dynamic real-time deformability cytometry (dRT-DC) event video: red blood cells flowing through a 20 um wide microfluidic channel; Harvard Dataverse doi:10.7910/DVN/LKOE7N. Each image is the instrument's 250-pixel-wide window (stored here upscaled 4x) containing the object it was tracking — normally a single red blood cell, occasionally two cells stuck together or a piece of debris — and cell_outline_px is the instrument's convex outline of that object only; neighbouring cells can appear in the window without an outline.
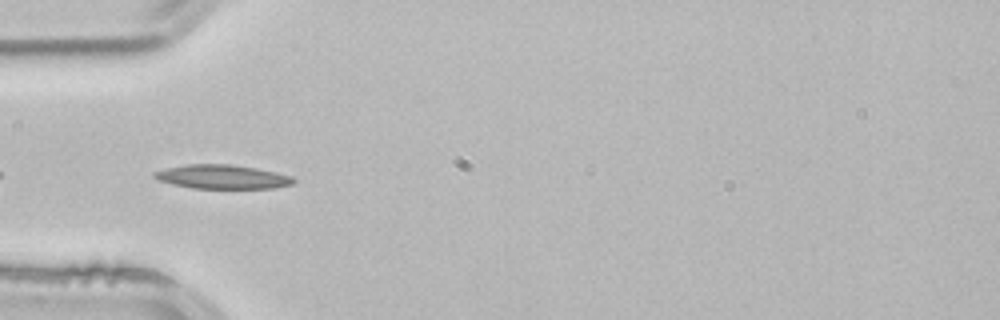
{"species": "common noctule bat (a hibernating species)", "species_latin": "Nyctalus noctula", "temperature_condition": "room temperature", "stored_images_in_passage": 5, "camera_frame_rate_fps": 3000, "um_per_image_px": 0.085, "animal": {"sex": "male", "body_mass_g": 21.5, "forearm_length_mm": 52.0}, "frame": {"image": 1, "passage_image": 2, "time_ms": 0.333, "image_size_px": [1000, 320], "cell_outline_px": [[296, 180], [292, 184], [276, 188], [192, 188], [172, 184], [160, 180], [152, 176], [152, 172], [164, 168], [184, 164], [232, 164], [256, 168], [276, 172], [292, 176]], "centroid_in_image_um": [18.88, 15.02], "position_along_channel_um": 66.1, "area_um2": 19.59}}